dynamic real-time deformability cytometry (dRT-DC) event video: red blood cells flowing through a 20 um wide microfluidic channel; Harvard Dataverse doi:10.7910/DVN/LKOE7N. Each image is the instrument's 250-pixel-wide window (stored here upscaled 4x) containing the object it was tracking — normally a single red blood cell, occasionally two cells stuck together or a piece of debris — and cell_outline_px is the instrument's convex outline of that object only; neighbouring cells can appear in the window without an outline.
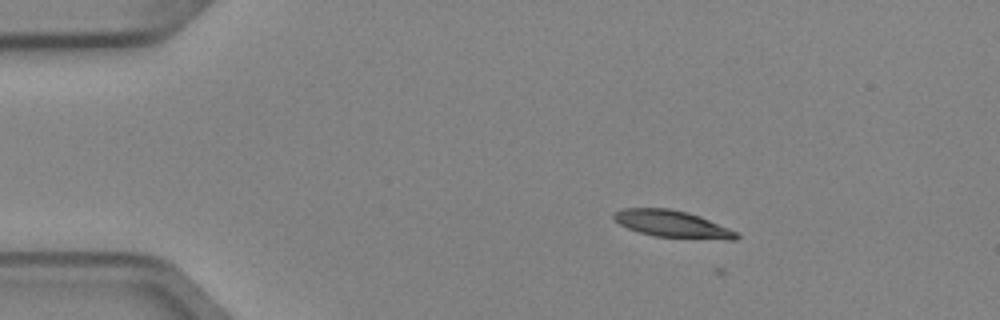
{"species": "Egyptian fruit bat (a non-hibernating species)", "species_latin": "Rousettus aegyptiacus", "temperature_condition": "cold", "stored_images_in_passage": 8, "camera_frame_rate_fps": 3000, "um_per_image_px": 0.085, "animal": {"sex": "female"}, "frame": {"image": 1, "passage_image": 3, "time_ms": 0.667, "image_size_px": [1000, 320], "cell_outline_px": [[740, 236], [736, 240], [728, 240], [656, 236], [640, 232], [628, 228], [620, 224], [612, 216], [620, 208], [668, 208], [688, 212], [700, 216], [728, 228], [736, 232]], "centroid_in_image_um": [57.16, 19.03], "position_along_channel_um": 27.8, "area_um2": 19.07}}
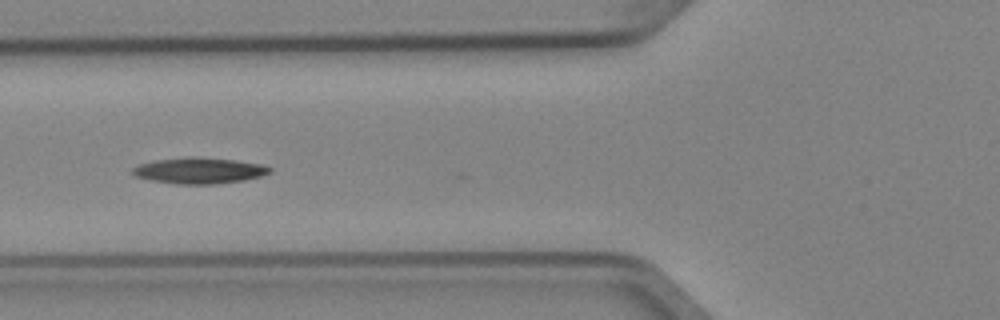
{"frame": {"image": 2, "passage_image": 6, "time_ms": 1.667, "image_size_px": [1000, 320], "cell_outline_px": [[272, 172], [260, 176], [244, 180], [212, 184], [176, 184], [152, 180], [136, 176], [132, 172], [132, 168], [140, 164], [156, 160], [188, 156], [192, 156], [232, 160], [260, 164], [272, 168]], "centroid_in_image_um": [16.93, 14.5], "position_along_channel_um": 108.9, "area_um2": 20.58}}
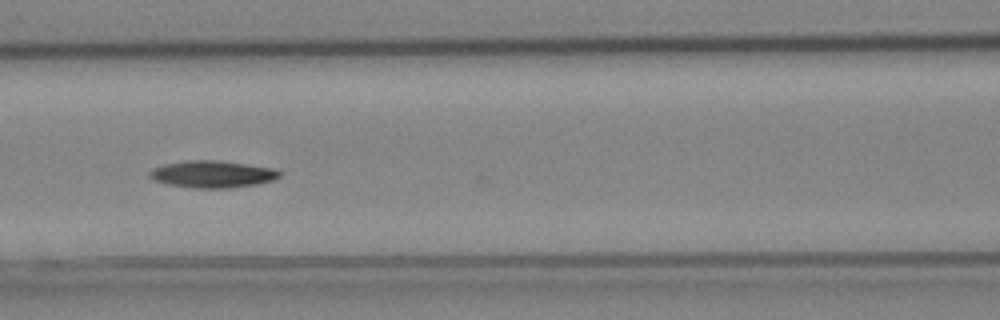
{"frame": {"image": 3, "passage_image": 7, "time_ms": 2.0, "image_size_px": [1000, 320], "cell_outline_px": [[280, 176], [272, 180], [256, 184], [228, 188], [192, 188], [168, 184], [156, 180], [148, 176], [148, 172], [152, 168], [164, 164], [188, 160], [216, 160], [272, 168], [280, 172]], "centroid_in_image_um": [18.0, 14.8], "position_along_channel_um": 148.6, "area_um2": 20.23}}